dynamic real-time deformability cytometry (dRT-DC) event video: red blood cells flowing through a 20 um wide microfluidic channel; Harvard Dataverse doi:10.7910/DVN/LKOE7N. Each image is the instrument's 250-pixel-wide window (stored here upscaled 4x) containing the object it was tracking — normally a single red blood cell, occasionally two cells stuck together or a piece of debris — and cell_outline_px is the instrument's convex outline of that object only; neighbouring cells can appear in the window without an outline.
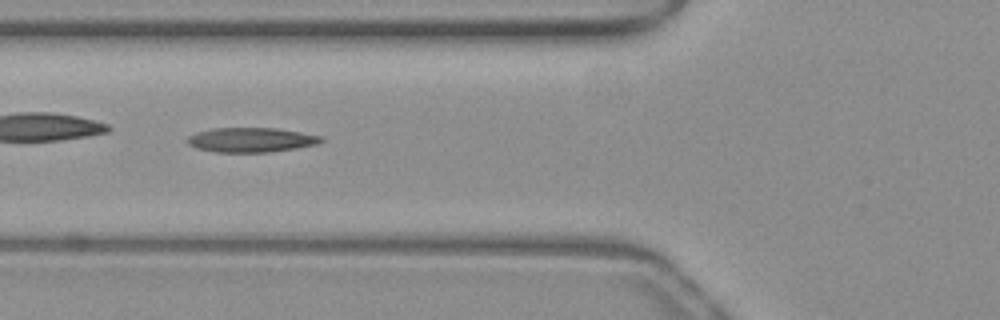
{"species": "common noctule bat (a hibernating species)", "species_latin": "Nyctalus noctula", "temperature_condition": "warm", "stored_images_in_passage": 38, "camera_frame_rate_fps": 3000, "um_per_image_px": 0.085, "animal": {"sex": "female", "body_mass_g": 19.3, "forearm_length_mm": 54.1}, "frame": {"image": 1, "passage_image": 6, "time_ms": 1.667, "image_size_px": [1000, 320], "cell_outline_px": [[324, 140], [316, 144], [296, 148], [268, 152], [216, 152], [196, 148], [188, 144], [184, 140], [188, 136], [196, 132], [212, 128], [276, 128], [324, 136]], "centroid_in_image_um": [21.31, 11.88], "position_along_channel_um": 104.5, "area_um2": 19.25}, "authors_computed_cell_mechanics": {"area_um2": 18.5249, "velocity_mm_per_s": 4.0108, "shape_relaxation_time_tau1_ms": 9.1488, "shape_relaxation_time_tau2_ms": 2.4605, "deformation_change_tau1": 0.2771, "deformation_change_tau2": 0.1323}}